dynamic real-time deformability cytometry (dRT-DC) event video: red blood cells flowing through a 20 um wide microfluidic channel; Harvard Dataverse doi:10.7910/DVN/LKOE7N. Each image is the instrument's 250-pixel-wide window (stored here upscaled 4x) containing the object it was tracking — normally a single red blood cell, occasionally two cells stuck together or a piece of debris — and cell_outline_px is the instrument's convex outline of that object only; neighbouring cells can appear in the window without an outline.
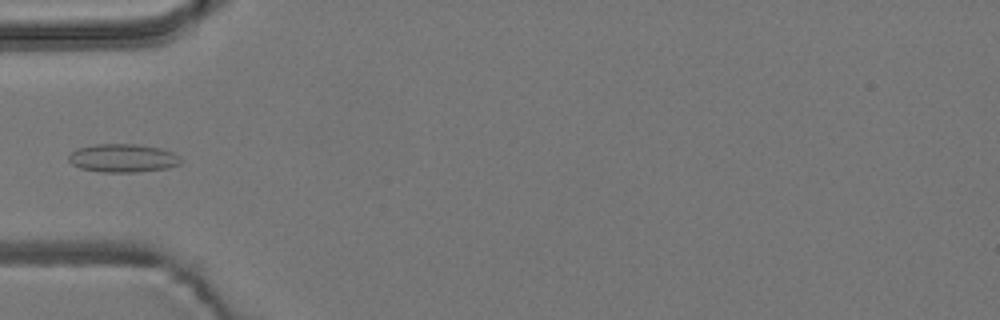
{"species": "common noctule bat (a hibernating species)", "species_latin": "Nyctalus noctula", "temperature_condition": "room temperature", "stored_images_in_passage": 2, "camera_frame_rate_fps": 3000, "um_per_image_px": 0.085, "animal": {"sex": "male", "body_mass_g": 19.2, "forearm_length_mm": 51.8}, "frame": {"image": 1, "passage_image": 1, "time_ms": 0.0, "image_size_px": [1000, 320], "cell_outline_px": [[184, 160], [180, 164], [168, 168], [136, 172], [104, 172], [80, 168], [72, 164], [68, 160], [68, 156], [72, 152], [80, 148], [96, 144], [136, 144], [160, 148], [172, 152], [180, 156]], "centroid_in_image_um": [10.49, 13.44], "position_along_channel_um": 74.5, "area_um2": 18.5}}
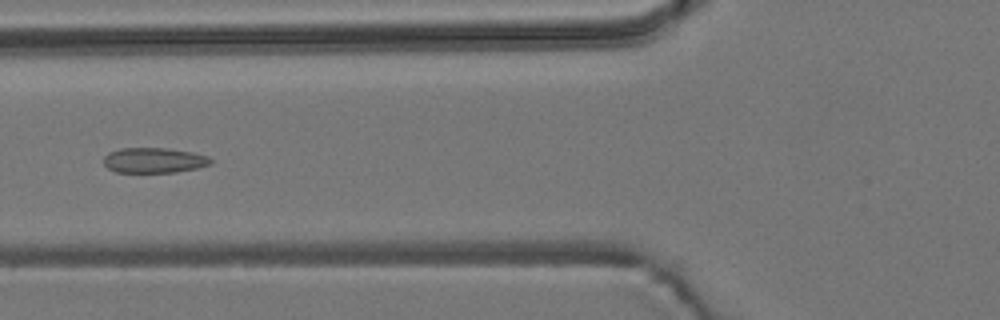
{"frame": {"image": 2, "passage_image": 2, "time_ms": 0.333, "image_size_px": [1000, 320], "cell_outline_px": [[212, 164], [196, 168], [176, 172], [116, 172], [108, 168], [104, 164], [104, 156], [108, 152], [120, 148], [168, 148], [192, 152], [208, 156], [212, 160]], "centroid_in_image_um": [13.09, 13.62], "position_along_channel_um": 112.7, "area_um2": 15.78}}